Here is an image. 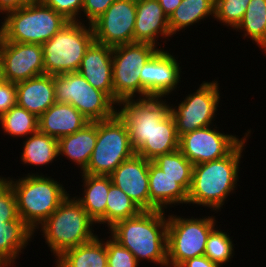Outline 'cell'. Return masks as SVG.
<instances>
[{
	"mask_svg": "<svg viewBox=\"0 0 266 267\" xmlns=\"http://www.w3.org/2000/svg\"><path fill=\"white\" fill-rule=\"evenodd\" d=\"M19 218L17 202L11 185L0 176V224Z\"/></svg>",
	"mask_w": 266,
	"mask_h": 267,
	"instance_id": "37",
	"label": "cell"
},
{
	"mask_svg": "<svg viewBox=\"0 0 266 267\" xmlns=\"http://www.w3.org/2000/svg\"><path fill=\"white\" fill-rule=\"evenodd\" d=\"M166 175L176 179L187 192L192 183L193 164L177 149L167 154L158 155L152 160Z\"/></svg>",
	"mask_w": 266,
	"mask_h": 267,
	"instance_id": "32",
	"label": "cell"
},
{
	"mask_svg": "<svg viewBox=\"0 0 266 267\" xmlns=\"http://www.w3.org/2000/svg\"><path fill=\"white\" fill-rule=\"evenodd\" d=\"M241 31L244 38H251L261 51L266 48V0H250L239 25L234 29Z\"/></svg>",
	"mask_w": 266,
	"mask_h": 267,
	"instance_id": "30",
	"label": "cell"
},
{
	"mask_svg": "<svg viewBox=\"0 0 266 267\" xmlns=\"http://www.w3.org/2000/svg\"><path fill=\"white\" fill-rule=\"evenodd\" d=\"M232 241L227 232H223L218 227L214 228L208 236L204 255L219 267H222L230 262L235 254Z\"/></svg>",
	"mask_w": 266,
	"mask_h": 267,
	"instance_id": "34",
	"label": "cell"
},
{
	"mask_svg": "<svg viewBox=\"0 0 266 267\" xmlns=\"http://www.w3.org/2000/svg\"><path fill=\"white\" fill-rule=\"evenodd\" d=\"M90 121L68 103H54L38 118V130L59 139L82 129Z\"/></svg>",
	"mask_w": 266,
	"mask_h": 267,
	"instance_id": "21",
	"label": "cell"
},
{
	"mask_svg": "<svg viewBox=\"0 0 266 267\" xmlns=\"http://www.w3.org/2000/svg\"><path fill=\"white\" fill-rule=\"evenodd\" d=\"M213 126L196 129L179 137V150L193 165L226 157L251 133L248 129L239 139L236 135L220 132L217 125Z\"/></svg>",
	"mask_w": 266,
	"mask_h": 267,
	"instance_id": "13",
	"label": "cell"
},
{
	"mask_svg": "<svg viewBox=\"0 0 266 267\" xmlns=\"http://www.w3.org/2000/svg\"><path fill=\"white\" fill-rule=\"evenodd\" d=\"M195 91L183 98L178 106L172 104L171 115L175 120L178 137L214 125L217 117L221 100L218 81H203Z\"/></svg>",
	"mask_w": 266,
	"mask_h": 267,
	"instance_id": "11",
	"label": "cell"
},
{
	"mask_svg": "<svg viewBox=\"0 0 266 267\" xmlns=\"http://www.w3.org/2000/svg\"><path fill=\"white\" fill-rule=\"evenodd\" d=\"M113 47L93 42L86 50L78 73L113 100Z\"/></svg>",
	"mask_w": 266,
	"mask_h": 267,
	"instance_id": "19",
	"label": "cell"
},
{
	"mask_svg": "<svg viewBox=\"0 0 266 267\" xmlns=\"http://www.w3.org/2000/svg\"><path fill=\"white\" fill-rule=\"evenodd\" d=\"M109 176L112 183L142 211H150L148 159L135 154L123 161Z\"/></svg>",
	"mask_w": 266,
	"mask_h": 267,
	"instance_id": "17",
	"label": "cell"
},
{
	"mask_svg": "<svg viewBox=\"0 0 266 267\" xmlns=\"http://www.w3.org/2000/svg\"><path fill=\"white\" fill-rule=\"evenodd\" d=\"M170 50L159 49L151 59L142 67L141 98L164 97L179 87L182 69L178 57L171 54Z\"/></svg>",
	"mask_w": 266,
	"mask_h": 267,
	"instance_id": "16",
	"label": "cell"
},
{
	"mask_svg": "<svg viewBox=\"0 0 266 267\" xmlns=\"http://www.w3.org/2000/svg\"><path fill=\"white\" fill-rule=\"evenodd\" d=\"M30 1L31 0H0V13L5 15L8 12L27 5Z\"/></svg>",
	"mask_w": 266,
	"mask_h": 267,
	"instance_id": "42",
	"label": "cell"
},
{
	"mask_svg": "<svg viewBox=\"0 0 266 267\" xmlns=\"http://www.w3.org/2000/svg\"><path fill=\"white\" fill-rule=\"evenodd\" d=\"M159 36L170 40L172 35L169 29V17L157 0H136L134 42L150 43L164 49V46L162 48L161 44L159 45Z\"/></svg>",
	"mask_w": 266,
	"mask_h": 267,
	"instance_id": "18",
	"label": "cell"
},
{
	"mask_svg": "<svg viewBox=\"0 0 266 267\" xmlns=\"http://www.w3.org/2000/svg\"><path fill=\"white\" fill-rule=\"evenodd\" d=\"M149 197L150 211H165L169 206L172 208L176 204L187 206L188 192L176 182V179L166 175L159 166L149 160Z\"/></svg>",
	"mask_w": 266,
	"mask_h": 267,
	"instance_id": "22",
	"label": "cell"
},
{
	"mask_svg": "<svg viewBox=\"0 0 266 267\" xmlns=\"http://www.w3.org/2000/svg\"><path fill=\"white\" fill-rule=\"evenodd\" d=\"M23 149L20 161L26 166L32 165L40 167L52 165L59 157L58 139L41 133L39 130L23 141Z\"/></svg>",
	"mask_w": 266,
	"mask_h": 267,
	"instance_id": "28",
	"label": "cell"
},
{
	"mask_svg": "<svg viewBox=\"0 0 266 267\" xmlns=\"http://www.w3.org/2000/svg\"><path fill=\"white\" fill-rule=\"evenodd\" d=\"M97 140V121L89 122L79 131L58 139L59 156H65L81 172L87 167Z\"/></svg>",
	"mask_w": 266,
	"mask_h": 267,
	"instance_id": "24",
	"label": "cell"
},
{
	"mask_svg": "<svg viewBox=\"0 0 266 267\" xmlns=\"http://www.w3.org/2000/svg\"><path fill=\"white\" fill-rule=\"evenodd\" d=\"M167 211H141L135 217L116 222L107 229L108 234L139 263L146 260L167 267Z\"/></svg>",
	"mask_w": 266,
	"mask_h": 267,
	"instance_id": "1",
	"label": "cell"
},
{
	"mask_svg": "<svg viewBox=\"0 0 266 267\" xmlns=\"http://www.w3.org/2000/svg\"><path fill=\"white\" fill-rule=\"evenodd\" d=\"M136 0H115L91 26L95 42L111 47L134 43Z\"/></svg>",
	"mask_w": 266,
	"mask_h": 267,
	"instance_id": "14",
	"label": "cell"
},
{
	"mask_svg": "<svg viewBox=\"0 0 266 267\" xmlns=\"http://www.w3.org/2000/svg\"><path fill=\"white\" fill-rule=\"evenodd\" d=\"M1 79L17 83L45 74L40 44L8 42L0 37Z\"/></svg>",
	"mask_w": 266,
	"mask_h": 267,
	"instance_id": "15",
	"label": "cell"
},
{
	"mask_svg": "<svg viewBox=\"0 0 266 267\" xmlns=\"http://www.w3.org/2000/svg\"><path fill=\"white\" fill-rule=\"evenodd\" d=\"M85 24L68 22L41 45L45 74L60 75L78 71L86 50L95 41L92 26Z\"/></svg>",
	"mask_w": 266,
	"mask_h": 267,
	"instance_id": "6",
	"label": "cell"
},
{
	"mask_svg": "<svg viewBox=\"0 0 266 267\" xmlns=\"http://www.w3.org/2000/svg\"><path fill=\"white\" fill-rule=\"evenodd\" d=\"M179 267H219L205 255L190 258L183 262Z\"/></svg>",
	"mask_w": 266,
	"mask_h": 267,
	"instance_id": "41",
	"label": "cell"
},
{
	"mask_svg": "<svg viewBox=\"0 0 266 267\" xmlns=\"http://www.w3.org/2000/svg\"><path fill=\"white\" fill-rule=\"evenodd\" d=\"M115 0H83V12L86 20H81V22L91 25L95 20H97L114 2Z\"/></svg>",
	"mask_w": 266,
	"mask_h": 267,
	"instance_id": "39",
	"label": "cell"
},
{
	"mask_svg": "<svg viewBox=\"0 0 266 267\" xmlns=\"http://www.w3.org/2000/svg\"><path fill=\"white\" fill-rule=\"evenodd\" d=\"M34 235V231L20 217L0 224V258L10 267L16 264L15 261L24 253Z\"/></svg>",
	"mask_w": 266,
	"mask_h": 267,
	"instance_id": "25",
	"label": "cell"
},
{
	"mask_svg": "<svg viewBox=\"0 0 266 267\" xmlns=\"http://www.w3.org/2000/svg\"><path fill=\"white\" fill-rule=\"evenodd\" d=\"M0 126L5 135L23 139L38 131V117L16 105L0 116Z\"/></svg>",
	"mask_w": 266,
	"mask_h": 267,
	"instance_id": "31",
	"label": "cell"
},
{
	"mask_svg": "<svg viewBox=\"0 0 266 267\" xmlns=\"http://www.w3.org/2000/svg\"><path fill=\"white\" fill-rule=\"evenodd\" d=\"M136 154L126 123L118 114L97 121V140L87 167L80 173L109 176L123 161Z\"/></svg>",
	"mask_w": 266,
	"mask_h": 267,
	"instance_id": "8",
	"label": "cell"
},
{
	"mask_svg": "<svg viewBox=\"0 0 266 267\" xmlns=\"http://www.w3.org/2000/svg\"><path fill=\"white\" fill-rule=\"evenodd\" d=\"M106 226L108 229L116 222L137 216L142 210L113 183L107 196Z\"/></svg>",
	"mask_w": 266,
	"mask_h": 267,
	"instance_id": "33",
	"label": "cell"
},
{
	"mask_svg": "<svg viewBox=\"0 0 266 267\" xmlns=\"http://www.w3.org/2000/svg\"><path fill=\"white\" fill-rule=\"evenodd\" d=\"M215 18V0H182L169 17L171 35H177L181 30L189 29L198 22Z\"/></svg>",
	"mask_w": 266,
	"mask_h": 267,
	"instance_id": "29",
	"label": "cell"
},
{
	"mask_svg": "<svg viewBox=\"0 0 266 267\" xmlns=\"http://www.w3.org/2000/svg\"><path fill=\"white\" fill-rule=\"evenodd\" d=\"M53 76L56 103L71 104L90 122L107 120L117 114V104L78 72Z\"/></svg>",
	"mask_w": 266,
	"mask_h": 267,
	"instance_id": "9",
	"label": "cell"
},
{
	"mask_svg": "<svg viewBox=\"0 0 266 267\" xmlns=\"http://www.w3.org/2000/svg\"><path fill=\"white\" fill-rule=\"evenodd\" d=\"M0 267H10L2 258H0Z\"/></svg>",
	"mask_w": 266,
	"mask_h": 267,
	"instance_id": "44",
	"label": "cell"
},
{
	"mask_svg": "<svg viewBox=\"0 0 266 267\" xmlns=\"http://www.w3.org/2000/svg\"><path fill=\"white\" fill-rule=\"evenodd\" d=\"M15 83L0 79V116L17 105Z\"/></svg>",
	"mask_w": 266,
	"mask_h": 267,
	"instance_id": "40",
	"label": "cell"
},
{
	"mask_svg": "<svg viewBox=\"0 0 266 267\" xmlns=\"http://www.w3.org/2000/svg\"><path fill=\"white\" fill-rule=\"evenodd\" d=\"M250 0H215V18L222 25L235 29L245 15Z\"/></svg>",
	"mask_w": 266,
	"mask_h": 267,
	"instance_id": "35",
	"label": "cell"
},
{
	"mask_svg": "<svg viewBox=\"0 0 266 267\" xmlns=\"http://www.w3.org/2000/svg\"><path fill=\"white\" fill-rule=\"evenodd\" d=\"M3 16L0 37L8 42L31 43L42 45L50 40L69 21L54 9L37 0L8 12Z\"/></svg>",
	"mask_w": 266,
	"mask_h": 267,
	"instance_id": "5",
	"label": "cell"
},
{
	"mask_svg": "<svg viewBox=\"0 0 266 267\" xmlns=\"http://www.w3.org/2000/svg\"><path fill=\"white\" fill-rule=\"evenodd\" d=\"M3 178L14 190L19 217L34 233L70 192L62 183L43 173L31 172L18 179Z\"/></svg>",
	"mask_w": 266,
	"mask_h": 267,
	"instance_id": "3",
	"label": "cell"
},
{
	"mask_svg": "<svg viewBox=\"0 0 266 267\" xmlns=\"http://www.w3.org/2000/svg\"><path fill=\"white\" fill-rule=\"evenodd\" d=\"M250 136L248 134L226 157L193 165L187 204L221 211L228 196L237 190L240 160Z\"/></svg>",
	"mask_w": 266,
	"mask_h": 267,
	"instance_id": "2",
	"label": "cell"
},
{
	"mask_svg": "<svg viewBox=\"0 0 266 267\" xmlns=\"http://www.w3.org/2000/svg\"><path fill=\"white\" fill-rule=\"evenodd\" d=\"M106 240L107 267H138L139 262L134 255L114 240L110 235Z\"/></svg>",
	"mask_w": 266,
	"mask_h": 267,
	"instance_id": "36",
	"label": "cell"
},
{
	"mask_svg": "<svg viewBox=\"0 0 266 267\" xmlns=\"http://www.w3.org/2000/svg\"><path fill=\"white\" fill-rule=\"evenodd\" d=\"M160 6L163 8L164 13L170 17V15L175 11L182 0H157Z\"/></svg>",
	"mask_w": 266,
	"mask_h": 267,
	"instance_id": "43",
	"label": "cell"
},
{
	"mask_svg": "<svg viewBox=\"0 0 266 267\" xmlns=\"http://www.w3.org/2000/svg\"><path fill=\"white\" fill-rule=\"evenodd\" d=\"M15 85L17 105L38 118L56 103L53 75L42 74Z\"/></svg>",
	"mask_w": 266,
	"mask_h": 267,
	"instance_id": "20",
	"label": "cell"
},
{
	"mask_svg": "<svg viewBox=\"0 0 266 267\" xmlns=\"http://www.w3.org/2000/svg\"><path fill=\"white\" fill-rule=\"evenodd\" d=\"M39 3L54 9L69 22H81L83 0H37ZM80 15V16H79ZM79 18V19H78Z\"/></svg>",
	"mask_w": 266,
	"mask_h": 267,
	"instance_id": "38",
	"label": "cell"
},
{
	"mask_svg": "<svg viewBox=\"0 0 266 267\" xmlns=\"http://www.w3.org/2000/svg\"><path fill=\"white\" fill-rule=\"evenodd\" d=\"M159 49L153 44L140 42L113 47V101L116 104L141 98L142 67Z\"/></svg>",
	"mask_w": 266,
	"mask_h": 267,
	"instance_id": "10",
	"label": "cell"
},
{
	"mask_svg": "<svg viewBox=\"0 0 266 267\" xmlns=\"http://www.w3.org/2000/svg\"><path fill=\"white\" fill-rule=\"evenodd\" d=\"M117 114L126 123L135 152L151 137L159 122L171 115L172 104L163 97L126 99L117 104Z\"/></svg>",
	"mask_w": 266,
	"mask_h": 267,
	"instance_id": "12",
	"label": "cell"
},
{
	"mask_svg": "<svg viewBox=\"0 0 266 267\" xmlns=\"http://www.w3.org/2000/svg\"><path fill=\"white\" fill-rule=\"evenodd\" d=\"M105 238L97 236L92 241L64 251L55 260V267H107Z\"/></svg>",
	"mask_w": 266,
	"mask_h": 267,
	"instance_id": "26",
	"label": "cell"
},
{
	"mask_svg": "<svg viewBox=\"0 0 266 267\" xmlns=\"http://www.w3.org/2000/svg\"><path fill=\"white\" fill-rule=\"evenodd\" d=\"M70 195L37 228L38 231H42L41 235L54 258L59 257L67 249L88 243L98 236L93 230L96 222Z\"/></svg>",
	"mask_w": 266,
	"mask_h": 267,
	"instance_id": "4",
	"label": "cell"
},
{
	"mask_svg": "<svg viewBox=\"0 0 266 267\" xmlns=\"http://www.w3.org/2000/svg\"><path fill=\"white\" fill-rule=\"evenodd\" d=\"M179 149V137L175 120L170 115L154 128L151 137L136 151V155L150 161L158 155L167 154Z\"/></svg>",
	"mask_w": 266,
	"mask_h": 267,
	"instance_id": "27",
	"label": "cell"
},
{
	"mask_svg": "<svg viewBox=\"0 0 266 267\" xmlns=\"http://www.w3.org/2000/svg\"><path fill=\"white\" fill-rule=\"evenodd\" d=\"M81 174L84 191L80 194L82 197L74 198L96 224L106 225V201L112 180L110 176Z\"/></svg>",
	"mask_w": 266,
	"mask_h": 267,
	"instance_id": "23",
	"label": "cell"
},
{
	"mask_svg": "<svg viewBox=\"0 0 266 267\" xmlns=\"http://www.w3.org/2000/svg\"><path fill=\"white\" fill-rule=\"evenodd\" d=\"M167 217V267L204 255L208 236L218 226L216 216L187 218L169 213Z\"/></svg>",
	"mask_w": 266,
	"mask_h": 267,
	"instance_id": "7",
	"label": "cell"
}]
</instances>
